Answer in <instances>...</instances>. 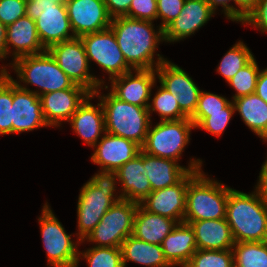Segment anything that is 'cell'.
<instances>
[{
  "label": "cell",
  "mask_w": 267,
  "mask_h": 267,
  "mask_svg": "<svg viewBox=\"0 0 267 267\" xmlns=\"http://www.w3.org/2000/svg\"><path fill=\"white\" fill-rule=\"evenodd\" d=\"M84 251L78 259L84 258L89 267H123L121 247L92 246Z\"/></svg>",
  "instance_id": "obj_33"
},
{
  "label": "cell",
  "mask_w": 267,
  "mask_h": 267,
  "mask_svg": "<svg viewBox=\"0 0 267 267\" xmlns=\"http://www.w3.org/2000/svg\"><path fill=\"white\" fill-rule=\"evenodd\" d=\"M112 176L94 174L80 189L77 203V238L83 242L107 210L121 199ZM116 184V185H115Z\"/></svg>",
  "instance_id": "obj_3"
},
{
  "label": "cell",
  "mask_w": 267,
  "mask_h": 267,
  "mask_svg": "<svg viewBox=\"0 0 267 267\" xmlns=\"http://www.w3.org/2000/svg\"><path fill=\"white\" fill-rule=\"evenodd\" d=\"M232 188L206 177L199 171L189 182L186 190L183 222L226 217L228 194Z\"/></svg>",
  "instance_id": "obj_5"
},
{
  "label": "cell",
  "mask_w": 267,
  "mask_h": 267,
  "mask_svg": "<svg viewBox=\"0 0 267 267\" xmlns=\"http://www.w3.org/2000/svg\"><path fill=\"white\" fill-rule=\"evenodd\" d=\"M231 250L234 267H267V241L238 242Z\"/></svg>",
  "instance_id": "obj_30"
},
{
  "label": "cell",
  "mask_w": 267,
  "mask_h": 267,
  "mask_svg": "<svg viewBox=\"0 0 267 267\" xmlns=\"http://www.w3.org/2000/svg\"><path fill=\"white\" fill-rule=\"evenodd\" d=\"M6 69L3 66L0 73H6L12 79V133L20 134L47 127L40 97L27 86L21 85V82L15 81Z\"/></svg>",
  "instance_id": "obj_13"
},
{
  "label": "cell",
  "mask_w": 267,
  "mask_h": 267,
  "mask_svg": "<svg viewBox=\"0 0 267 267\" xmlns=\"http://www.w3.org/2000/svg\"><path fill=\"white\" fill-rule=\"evenodd\" d=\"M26 15L35 20L41 44L46 50L56 43L75 38L66 5L48 0H27Z\"/></svg>",
  "instance_id": "obj_9"
},
{
  "label": "cell",
  "mask_w": 267,
  "mask_h": 267,
  "mask_svg": "<svg viewBox=\"0 0 267 267\" xmlns=\"http://www.w3.org/2000/svg\"><path fill=\"white\" fill-rule=\"evenodd\" d=\"M66 8L75 37L110 28L112 17L104 0H69Z\"/></svg>",
  "instance_id": "obj_17"
},
{
  "label": "cell",
  "mask_w": 267,
  "mask_h": 267,
  "mask_svg": "<svg viewBox=\"0 0 267 267\" xmlns=\"http://www.w3.org/2000/svg\"><path fill=\"white\" fill-rule=\"evenodd\" d=\"M47 51L74 84L87 89L91 94L104 84L103 79L90 73L89 61L80 37L56 43Z\"/></svg>",
  "instance_id": "obj_11"
},
{
  "label": "cell",
  "mask_w": 267,
  "mask_h": 267,
  "mask_svg": "<svg viewBox=\"0 0 267 267\" xmlns=\"http://www.w3.org/2000/svg\"><path fill=\"white\" fill-rule=\"evenodd\" d=\"M149 126L142 151L148 155L179 161L186 145L190 142L191 130L195 128L190 118L160 121Z\"/></svg>",
  "instance_id": "obj_8"
},
{
  "label": "cell",
  "mask_w": 267,
  "mask_h": 267,
  "mask_svg": "<svg viewBox=\"0 0 267 267\" xmlns=\"http://www.w3.org/2000/svg\"><path fill=\"white\" fill-rule=\"evenodd\" d=\"M255 93L267 103V68L260 69Z\"/></svg>",
  "instance_id": "obj_47"
},
{
  "label": "cell",
  "mask_w": 267,
  "mask_h": 267,
  "mask_svg": "<svg viewBox=\"0 0 267 267\" xmlns=\"http://www.w3.org/2000/svg\"><path fill=\"white\" fill-rule=\"evenodd\" d=\"M132 0H104L108 13L112 18L125 16Z\"/></svg>",
  "instance_id": "obj_43"
},
{
  "label": "cell",
  "mask_w": 267,
  "mask_h": 267,
  "mask_svg": "<svg viewBox=\"0 0 267 267\" xmlns=\"http://www.w3.org/2000/svg\"><path fill=\"white\" fill-rule=\"evenodd\" d=\"M237 8V22H241L245 16L255 7L257 0H233Z\"/></svg>",
  "instance_id": "obj_46"
},
{
  "label": "cell",
  "mask_w": 267,
  "mask_h": 267,
  "mask_svg": "<svg viewBox=\"0 0 267 267\" xmlns=\"http://www.w3.org/2000/svg\"><path fill=\"white\" fill-rule=\"evenodd\" d=\"M255 190L258 192L262 201L267 205V159L261 167L259 181L255 186Z\"/></svg>",
  "instance_id": "obj_45"
},
{
  "label": "cell",
  "mask_w": 267,
  "mask_h": 267,
  "mask_svg": "<svg viewBox=\"0 0 267 267\" xmlns=\"http://www.w3.org/2000/svg\"><path fill=\"white\" fill-rule=\"evenodd\" d=\"M92 98L94 95H89L68 121L73 131L90 147L101 139V133H106L103 106L101 102L97 107L93 105L90 102Z\"/></svg>",
  "instance_id": "obj_24"
},
{
  "label": "cell",
  "mask_w": 267,
  "mask_h": 267,
  "mask_svg": "<svg viewBox=\"0 0 267 267\" xmlns=\"http://www.w3.org/2000/svg\"><path fill=\"white\" fill-rule=\"evenodd\" d=\"M259 72L256 59L253 58L227 82L236 91L232 100L255 93Z\"/></svg>",
  "instance_id": "obj_34"
},
{
  "label": "cell",
  "mask_w": 267,
  "mask_h": 267,
  "mask_svg": "<svg viewBox=\"0 0 267 267\" xmlns=\"http://www.w3.org/2000/svg\"><path fill=\"white\" fill-rule=\"evenodd\" d=\"M155 96L149 103L148 111L157 112L160 116V121H171L188 118L180 109L177 96L171 94L165 87L160 84Z\"/></svg>",
  "instance_id": "obj_31"
},
{
  "label": "cell",
  "mask_w": 267,
  "mask_h": 267,
  "mask_svg": "<svg viewBox=\"0 0 267 267\" xmlns=\"http://www.w3.org/2000/svg\"><path fill=\"white\" fill-rule=\"evenodd\" d=\"M161 247L172 267H185L197 251L193 229L188 223H178L163 240Z\"/></svg>",
  "instance_id": "obj_26"
},
{
  "label": "cell",
  "mask_w": 267,
  "mask_h": 267,
  "mask_svg": "<svg viewBox=\"0 0 267 267\" xmlns=\"http://www.w3.org/2000/svg\"><path fill=\"white\" fill-rule=\"evenodd\" d=\"M99 89H104L103 85L93 95L103 106L106 133L132 140L142 147L152 122L148 108L121 101L111 92L101 95Z\"/></svg>",
  "instance_id": "obj_4"
},
{
  "label": "cell",
  "mask_w": 267,
  "mask_h": 267,
  "mask_svg": "<svg viewBox=\"0 0 267 267\" xmlns=\"http://www.w3.org/2000/svg\"><path fill=\"white\" fill-rule=\"evenodd\" d=\"M214 14L206 0H185L180 14L164 29V41L179 42L191 36Z\"/></svg>",
  "instance_id": "obj_20"
},
{
  "label": "cell",
  "mask_w": 267,
  "mask_h": 267,
  "mask_svg": "<svg viewBox=\"0 0 267 267\" xmlns=\"http://www.w3.org/2000/svg\"><path fill=\"white\" fill-rule=\"evenodd\" d=\"M121 251L123 267H126L128 261L148 267H172L161 245L142 241L132 234L122 242Z\"/></svg>",
  "instance_id": "obj_28"
},
{
  "label": "cell",
  "mask_w": 267,
  "mask_h": 267,
  "mask_svg": "<svg viewBox=\"0 0 267 267\" xmlns=\"http://www.w3.org/2000/svg\"><path fill=\"white\" fill-rule=\"evenodd\" d=\"M10 46L14 50L11 51ZM12 53L13 60L28 56L40 54L46 51L41 44L35 20L25 15L20 17L14 23L6 27V52Z\"/></svg>",
  "instance_id": "obj_22"
},
{
  "label": "cell",
  "mask_w": 267,
  "mask_h": 267,
  "mask_svg": "<svg viewBox=\"0 0 267 267\" xmlns=\"http://www.w3.org/2000/svg\"><path fill=\"white\" fill-rule=\"evenodd\" d=\"M110 28L133 71L156 69L162 62L167 61L160 54H155L158 44L164 41V30L160 26L156 31L151 21L119 16L112 18ZM154 55L158 56L156 61Z\"/></svg>",
  "instance_id": "obj_1"
},
{
  "label": "cell",
  "mask_w": 267,
  "mask_h": 267,
  "mask_svg": "<svg viewBox=\"0 0 267 267\" xmlns=\"http://www.w3.org/2000/svg\"><path fill=\"white\" fill-rule=\"evenodd\" d=\"M234 113L235 107L233 101L231 100V102L225 107V112L210 113V116L205 117L195 127V129L201 128L210 134L220 137L229 124Z\"/></svg>",
  "instance_id": "obj_38"
},
{
  "label": "cell",
  "mask_w": 267,
  "mask_h": 267,
  "mask_svg": "<svg viewBox=\"0 0 267 267\" xmlns=\"http://www.w3.org/2000/svg\"><path fill=\"white\" fill-rule=\"evenodd\" d=\"M0 134H12V79L0 73Z\"/></svg>",
  "instance_id": "obj_37"
},
{
  "label": "cell",
  "mask_w": 267,
  "mask_h": 267,
  "mask_svg": "<svg viewBox=\"0 0 267 267\" xmlns=\"http://www.w3.org/2000/svg\"><path fill=\"white\" fill-rule=\"evenodd\" d=\"M80 39L84 45L89 64L91 61L96 62L102 71L109 75V81L132 71L111 28L82 35Z\"/></svg>",
  "instance_id": "obj_12"
},
{
  "label": "cell",
  "mask_w": 267,
  "mask_h": 267,
  "mask_svg": "<svg viewBox=\"0 0 267 267\" xmlns=\"http://www.w3.org/2000/svg\"><path fill=\"white\" fill-rule=\"evenodd\" d=\"M199 171H189L173 186L152 191L140 205L150 213L161 215L177 223L183 222L188 182Z\"/></svg>",
  "instance_id": "obj_16"
},
{
  "label": "cell",
  "mask_w": 267,
  "mask_h": 267,
  "mask_svg": "<svg viewBox=\"0 0 267 267\" xmlns=\"http://www.w3.org/2000/svg\"><path fill=\"white\" fill-rule=\"evenodd\" d=\"M184 167L171 159L155 157L143 152L144 174L148 176L151 192L178 183L189 171H201L202 160L191 159Z\"/></svg>",
  "instance_id": "obj_21"
},
{
  "label": "cell",
  "mask_w": 267,
  "mask_h": 267,
  "mask_svg": "<svg viewBox=\"0 0 267 267\" xmlns=\"http://www.w3.org/2000/svg\"><path fill=\"white\" fill-rule=\"evenodd\" d=\"M93 148L96 149L91 156V161L101 166L99 173L95 174L109 176L135 158L142 150L136 142L110 133H104Z\"/></svg>",
  "instance_id": "obj_14"
},
{
  "label": "cell",
  "mask_w": 267,
  "mask_h": 267,
  "mask_svg": "<svg viewBox=\"0 0 267 267\" xmlns=\"http://www.w3.org/2000/svg\"><path fill=\"white\" fill-rule=\"evenodd\" d=\"M242 25H253L261 33L267 32V0H257L255 7L241 21Z\"/></svg>",
  "instance_id": "obj_42"
},
{
  "label": "cell",
  "mask_w": 267,
  "mask_h": 267,
  "mask_svg": "<svg viewBox=\"0 0 267 267\" xmlns=\"http://www.w3.org/2000/svg\"><path fill=\"white\" fill-rule=\"evenodd\" d=\"M156 72L160 84L177 96L181 111L190 118L196 110L201 89L185 70L168 60L162 62Z\"/></svg>",
  "instance_id": "obj_15"
},
{
  "label": "cell",
  "mask_w": 267,
  "mask_h": 267,
  "mask_svg": "<svg viewBox=\"0 0 267 267\" xmlns=\"http://www.w3.org/2000/svg\"><path fill=\"white\" fill-rule=\"evenodd\" d=\"M134 73L130 71L112 78L110 92L121 101L148 108L156 83V69L134 70Z\"/></svg>",
  "instance_id": "obj_18"
},
{
  "label": "cell",
  "mask_w": 267,
  "mask_h": 267,
  "mask_svg": "<svg viewBox=\"0 0 267 267\" xmlns=\"http://www.w3.org/2000/svg\"><path fill=\"white\" fill-rule=\"evenodd\" d=\"M177 224L175 220L148 212L139 204L132 235L142 241L161 245Z\"/></svg>",
  "instance_id": "obj_27"
},
{
  "label": "cell",
  "mask_w": 267,
  "mask_h": 267,
  "mask_svg": "<svg viewBox=\"0 0 267 267\" xmlns=\"http://www.w3.org/2000/svg\"><path fill=\"white\" fill-rule=\"evenodd\" d=\"M185 0H157V19L164 30L181 12Z\"/></svg>",
  "instance_id": "obj_41"
},
{
  "label": "cell",
  "mask_w": 267,
  "mask_h": 267,
  "mask_svg": "<svg viewBox=\"0 0 267 267\" xmlns=\"http://www.w3.org/2000/svg\"><path fill=\"white\" fill-rule=\"evenodd\" d=\"M91 93L79 86L45 93L40 96L44 119L48 126L60 127L68 122L79 106Z\"/></svg>",
  "instance_id": "obj_19"
},
{
  "label": "cell",
  "mask_w": 267,
  "mask_h": 267,
  "mask_svg": "<svg viewBox=\"0 0 267 267\" xmlns=\"http://www.w3.org/2000/svg\"><path fill=\"white\" fill-rule=\"evenodd\" d=\"M143 151L132 160L121 166L111 176L121 184L122 199L138 202L139 204L151 193V184L144 174Z\"/></svg>",
  "instance_id": "obj_23"
},
{
  "label": "cell",
  "mask_w": 267,
  "mask_h": 267,
  "mask_svg": "<svg viewBox=\"0 0 267 267\" xmlns=\"http://www.w3.org/2000/svg\"><path fill=\"white\" fill-rule=\"evenodd\" d=\"M235 111L248 128L261 139H267V103L256 93L232 100Z\"/></svg>",
  "instance_id": "obj_29"
},
{
  "label": "cell",
  "mask_w": 267,
  "mask_h": 267,
  "mask_svg": "<svg viewBox=\"0 0 267 267\" xmlns=\"http://www.w3.org/2000/svg\"><path fill=\"white\" fill-rule=\"evenodd\" d=\"M139 203L120 199L101 218L87 236L94 246L121 247L122 242L133 233L134 217Z\"/></svg>",
  "instance_id": "obj_10"
},
{
  "label": "cell",
  "mask_w": 267,
  "mask_h": 267,
  "mask_svg": "<svg viewBox=\"0 0 267 267\" xmlns=\"http://www.w3.org/2000/svg\"><path fill=\"white\" fill-rule=\"evenodd\" d=\"M225 219L235 243L267 241V205L256 190L247 194L233 188L228 194Z\"/></svg>",
  "instance_id": "obj_2"
},
{
  "label": "cell",
  "mask_w": 267,
  "mask_h": 267,
  "mask_svg": "<svg viewBox=\"0 0 267 267\" xmlns=\"http://www.w3.org/2000/svg\"><path fill=\"white\" fill-rule=\"evenodd\" d=\"M17 73L19 82L39 87L33 90L39 97L45 93L72 88L75 84L59 68L51 54L43 53L17 58L10 63Z\"/></svg>",
  "instance_id": "obj_6"
},
{
  "label": "cell",
  "mask_w": 267,
  "mask_h": 267,
  "mask_svg": "<svg viewBox=\"0 0 267 267\" xmlns=\"http://www.w3.org/2000/svg\"><path fill=\"white\" fill-rule=\"evenodd\" d=\"M230 102L224 96L201 90L196 110L190 120L196 127L205 117L210 116V113L225 112V107Z\"/></svg>",
  "instance_id": "obj_36"
},
{
  "label": "cell",
  "mask_w": 267,
  "mask_h": 267,
  "mask_svg": "<svg viewBox=\"0 0 267 267\" xmlns=\"http://www.w3.org/2000/svg\"><path fill=\"white\" fill-rule=\"evenodd\" d=\"M48 1H52L56 4H60V5H66V3L69 1V0H48Z\"/></svg>",
  "instance_id": "obj_49"
},
{
  "label": "cell",
  "mask_w": 267,
  "mask_h": 267,
  "mask_svg": "<svg viewBox=\"0 0 267 267\" xmlns=\"http://www.w3.org/2000/svg\"><path fill=\"white\" fill-rule=\"evenodd\" d=\"M210 7L216 11L218 6H221L223 8L222 12H224V15L227 19H230L231 21L237 22V7L230 5V1L233 0H206Z\"/></svg>",
  "instance_id": "obj_44"
},
{
  "label": "cell",
  "mask_w": 267,
  "mask_h": 267,
  "mask_svg": "<svg viewBox=\"0 0 267 267\" xmlns=\"http://www.w3.org/2000/svg\"><path fill=\"white\" fill-rule=\"evenodd\" d=\"M40 223L43 247L48 257V265L51 267H78L79 251L77 244L82 242L77 239V243L72 241V235H68L48 203L42 208Z\"/></svg>",
  "instance_id": "obj_7"
},
{
  "label": "cell",
  "mask_w": 267,
  "mask_h": 267,
  "mask_svg": "<svg viewBox=\"0 0 267 267\" xmlns=\"http://www.w3.org/2000/svg\"><path fill=\"white\" fill-rule=\"evenodd\" d=\"M254 55L241 40L225 53L221 59L217 72L228 82L240 69L248 64Z\"/></svg>",
  "instance_id": "obj_32"
},
{
  "label": "cell",
  "mask_w": 267,
  "mask_h": 267,
  "mask_svg": "<svg viewBox=\"0 0 267 267\" xmlns=\"http://www.w3.org/2000/svg\"><path fill=\"white\" fill-rule=\"evenodd\" d=\"M185 267H234L233 253L231 249H197Z\"/></svg>",
  "instance_id": "obj_35"
},
{
  "label": "cell",
  "mask_w": 267,
  "mask_h": 267,
  "mask_svg": "<svg viewBox=\"0 0 267 267\" xmlns=\"http://www.w3.org/2000/svg\"><path fill=\"white\" fill-rule=\"evenodd\" d=\"M125 17L154 22L157 20V0H132Z\"/></svg>",
  "instance_id": "obj_39"
},
{
  "label": "cell",
  "mask_w": 267,
  "mask_h": 267,
  "mask_svg": "<svg viewBox=\"0 0 267 267\" xmlns=\"http://www.w3.org/2000/svg\"><path fill=\"white\" fill-rule=\"evenodd\" d=\"M6 52V26L0 21V59H5Z\"/></svg>",
  "instance_id": "obj_48"
},
{
  "label": "cell",
  "mask_w": 267,
  "mask_h": 267,
  "mask_svg": "<svg viewBox=\"0 0 267 267\" xmlns=\"http://www.w3.org/2000/svg\"><path fill=\"white\" fill-rule=\"evenodd\" d=\"M27 0H0V21L7 27L26 15Z\"/></svg>",
  "instance_id": "obj_40"
},
{
  "label": "cell",
  "mask_w": 267,
  "mask_h": 267,
  "mask_svg": "<svg viewBox=\"0 0 267 267\" xmlns=\"http://www.w3.org/2000/svg\"><path fill=\"white\" fill-rule=\"evenodd\" d=\"M189 225L194 231L197 249L229 250L235 244L225 218L192 221Z\"/></svg>",
  "instance_id": "obj_25"
}]
</instances>
